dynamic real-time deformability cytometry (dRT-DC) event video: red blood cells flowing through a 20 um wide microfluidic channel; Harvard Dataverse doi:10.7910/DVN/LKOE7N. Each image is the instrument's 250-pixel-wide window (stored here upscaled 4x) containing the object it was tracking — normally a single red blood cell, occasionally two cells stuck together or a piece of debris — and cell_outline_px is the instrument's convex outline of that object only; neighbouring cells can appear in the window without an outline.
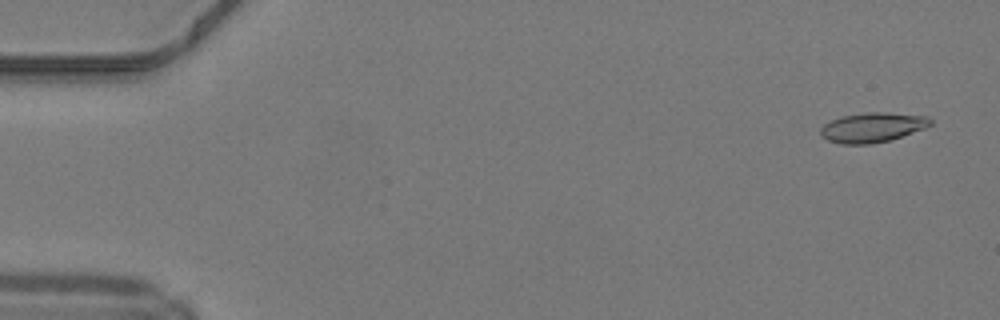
{"species": "common noctule bat (a hibernating species)", "species_latin": "Nyctalus noctula", "temperature_condition": "warm", "stored_images_in_passage": 50, "camera_frame_rate_fps": 3000, "um_per_image_px": 0.085, "animal": {"sex": "male", "body_mass_g": 19.2, "forearm_length_mm": 51.8}, "frame": {"image": 1, "passage_image": 3, "time_ms": 0.667, "image_size_px": [1000, 320], "cell_outline_px": [[932, 124], [924, 128], [888, 140], [872, 144], [840, 144], [828, 140], [820, 136], [820, 128], [824, 124], [840, 116], [868, 112], [888, 112], [928, 116], [932, 120]], "centroid_in_image_um": [74.13, 10.82], "position_along_channel_um": 10.9, "area_um2": 19.02}}
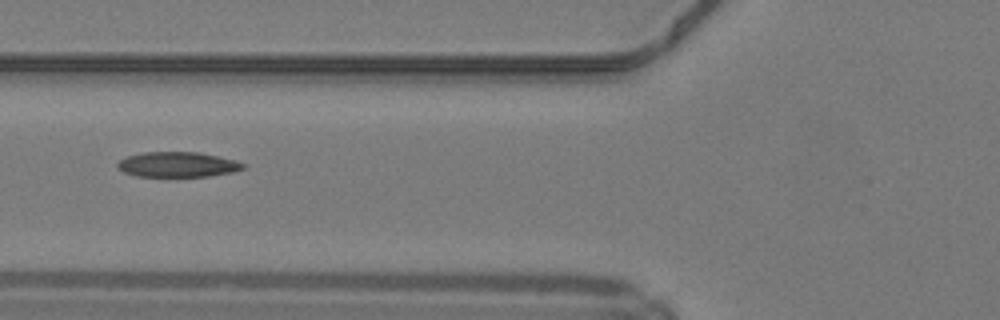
{"frame": {"image": 2, "passage_image": 20, "time_ms": 6.333, "image_size_px": [1000, 320], "cell_outline_px": [[244, 168], [232, 172], [208, 176], [136, 176], [124, 172], [116, 164], [120, 160], [128, 156], [144, 152], [200, 152], [236, 160], [244, 164]], "centroid_in_image_um": [15.11, 13.98], "position_along_channel_um": 110.7, "area_um2": 18.21}}
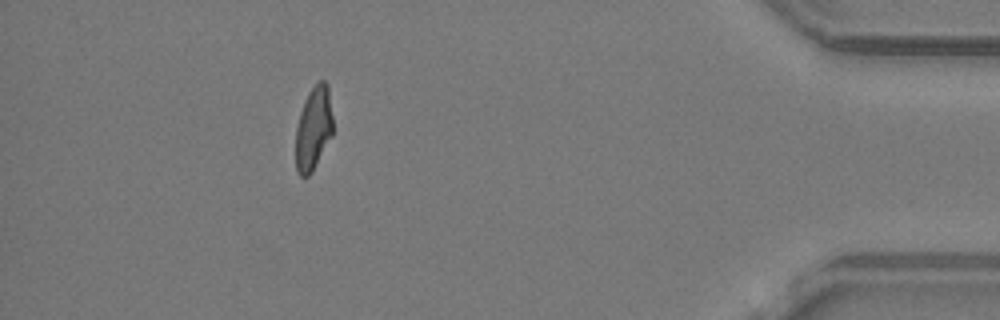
{"frame": {"image": 3, "passage_image": 45, "time_ms": 14.667, "image_size_px": [1000, 320], "cell_outline_px": [[332, 136], [312, 172], [308, 176], [300, 176], [296, 172], [296, 128], [300, 112], [304, 100], [308, 92], [320, 80], [324, 80], [328, 84], [332, 116]], "centroid_in_image_um": [26.64, 10.92], "position_along_channel_um": 408.6, "area_um2": 18.15}, "authors_computed_cell_mechanics": {"area_um2": 18.8139, "velocity_mm_per_s": 4.2217, "shape_relaxation_time_tau1_ms": 10.0265, "shape_relaxation_time_tau2_ms": 2.9656, "deformation_change_tau1": 0.2389, "deformation_change_tau2": 0.0999}}